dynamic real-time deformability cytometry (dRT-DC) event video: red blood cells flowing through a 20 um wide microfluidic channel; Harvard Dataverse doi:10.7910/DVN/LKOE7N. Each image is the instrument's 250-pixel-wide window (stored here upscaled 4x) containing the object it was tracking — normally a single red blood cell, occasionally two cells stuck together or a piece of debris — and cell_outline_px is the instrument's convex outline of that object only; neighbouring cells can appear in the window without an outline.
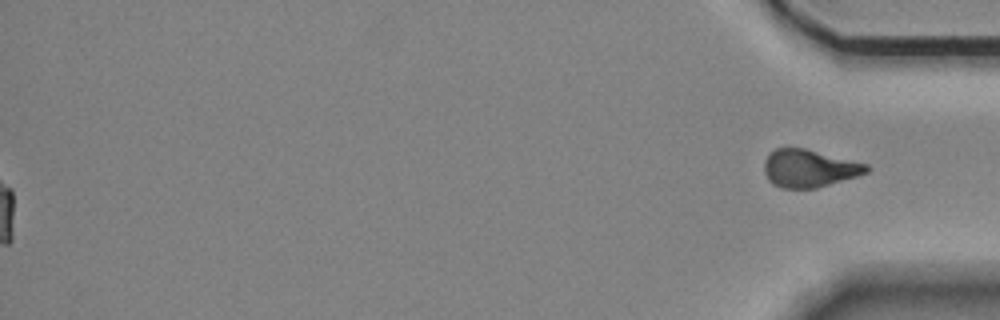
{"species": "Egyptian fruit bat (a non-hibernating species)", "species_latin": "Rousettus aegyptiacus", "temperature_condition": "room temperature", "stored_images_in_passage": 57, "segment_of_instrument_passage": [2, 2], "camera_frame_rate_fps": 3000, "um_per_image_px": 0.085, "animal": {"sex": "female"}, "frame": {"image": 1, "passage_image": 57, "time_ms": 18.667, "image_size_px": [1000, 320], "cell_outline_px": [[868, 172], [856, 176], [816, 188], [784, 188], [772, 184], [768, 180], [764, 172], [764, 160], [776, 148], [804, 148], [868, 164]], "centroid_in_image_um": [68.75, 14.31], "position_along_channel_um": 366.4, "area_um2": 22.2}}